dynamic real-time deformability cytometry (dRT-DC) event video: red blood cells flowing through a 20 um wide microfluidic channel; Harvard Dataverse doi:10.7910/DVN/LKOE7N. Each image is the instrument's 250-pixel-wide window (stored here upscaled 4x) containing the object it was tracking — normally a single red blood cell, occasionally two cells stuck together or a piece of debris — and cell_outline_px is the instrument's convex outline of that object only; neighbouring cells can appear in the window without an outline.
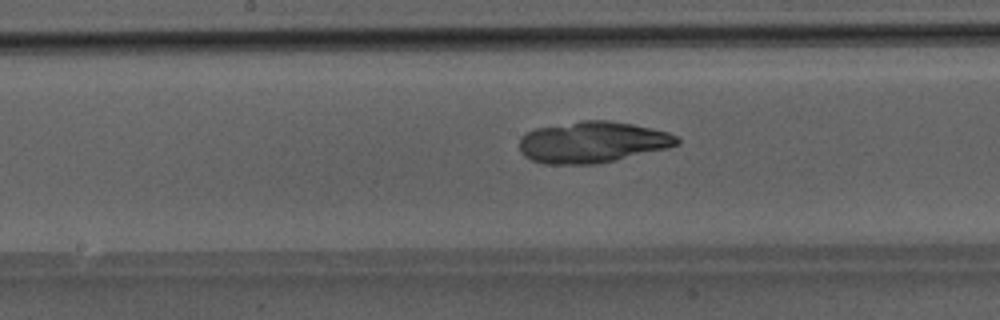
{"species": "Egyptian fruit bat (a non-hibernating species)", "species_latin": "Rousettus aegyptiacus", "temperature_condition": "room temperature", "stored_images_in_passage": 22, "camera_frame_rate_fps": 3000, "um_per_image_px": 0.085, "animal": {"sex": "male"}, "frame": {"image": 1, "passage_image": 21, "time_ms": 6.667, "image_size_px": [1000, 320], "cell_outline_px": [[680, 144], [668, 148], [596, 164], [544, 164], [532, 160], [524, 156], [520, 152], [520, 136], [536, 128], [580, 120], [608, 120], [632, 124], [652, 128], [668, 132], [676, 136], [680, 140]], "centroid_in_image_um": [50.35, 12.08], "position_along_channel_um": 197.9, "area_um2": 37.97}}